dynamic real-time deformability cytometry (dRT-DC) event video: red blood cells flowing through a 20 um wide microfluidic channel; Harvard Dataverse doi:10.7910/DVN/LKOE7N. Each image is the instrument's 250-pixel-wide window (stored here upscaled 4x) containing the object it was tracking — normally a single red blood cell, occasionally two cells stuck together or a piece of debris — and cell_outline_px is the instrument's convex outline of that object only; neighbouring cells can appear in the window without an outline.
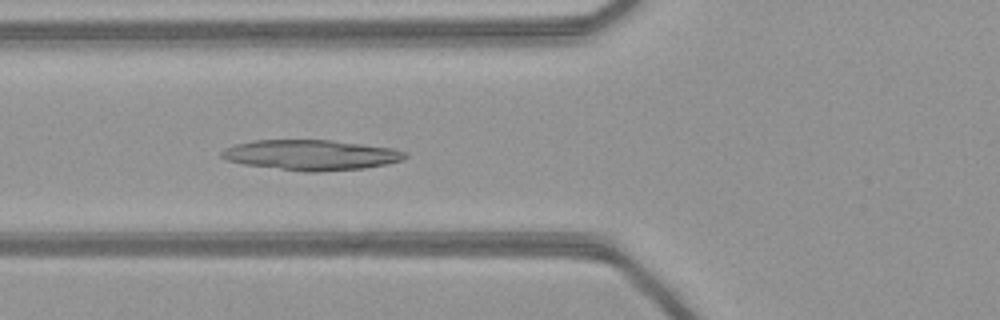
{"species": "common noctule bat (a hibernating species)", "species_latin": "Nyctalus noctula", "temperature_condition": "warm", "stored_images_in_passage": 52, "camera_frame_rate_fps": 3000, "um_per_image_px": 0.085, "animal": {"sex": "female", "body_mass_g": 21.9}, "frame": {"image": 1, "passage_image": 21, "time_ms": 6.667, "image_size_px": [1000, 320], "cell_outline_px": [[408, 156], [404, 160], [388, 164], [364, 168], [320, 172], [304, 172], [244, 164], [228, 160], [220, 156], [220, 152], [224, 148], [236, 144], [252, 140], [332, 140], [392, 148], [408, 152]], "centroid_in_image_um": [26.47, 13.17], "position_along_channel_um": 99.3, "area_um2": 32.6}}
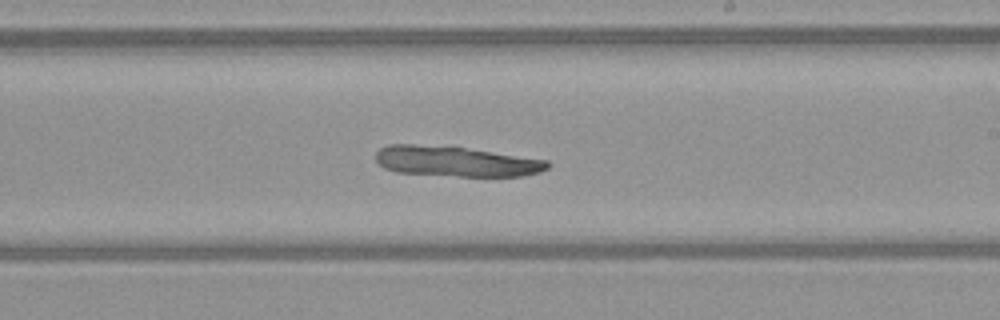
{"frame": {"image": 2, "passage_image": 32, "time_ms": 10.333, "image_size_px": [1000, 320], "cell_outline_px": [[552, 164], [548, 168], [540, 172], [524, 176], [456, 176], [396, 172], [384, 168], [376, 160], [376, 152], [380, 148], [388, 144], [412, 144], [464, 148], [548, 160]], "centroid_in_image_um": [38.75, 13.73], "position_along_channel_um": 250.2, "area_um2": 30.11}}
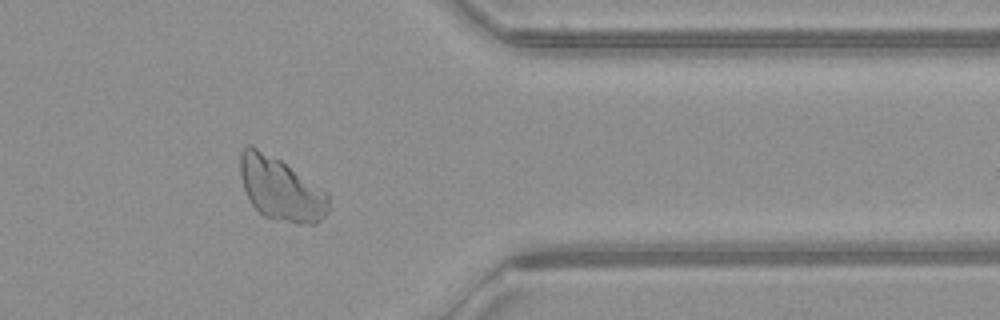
{"frame": {"image": 3, "passage_image": 43, "time_ms": 14.0, "image_size_px": [1000, 320], "cell_outline_px": [[328, 212], [316, 224], [296, 224], [276, 220], [264, 216], [252, 204], [244, 188], [240, 172], [240, 152], [248, 144], [252, 144], [280, 160], [328, 192]], "centroid_in_image_um": [23.87, 16.07], "position_along_channel_um": 387.5, "area_um2": 32.48}}